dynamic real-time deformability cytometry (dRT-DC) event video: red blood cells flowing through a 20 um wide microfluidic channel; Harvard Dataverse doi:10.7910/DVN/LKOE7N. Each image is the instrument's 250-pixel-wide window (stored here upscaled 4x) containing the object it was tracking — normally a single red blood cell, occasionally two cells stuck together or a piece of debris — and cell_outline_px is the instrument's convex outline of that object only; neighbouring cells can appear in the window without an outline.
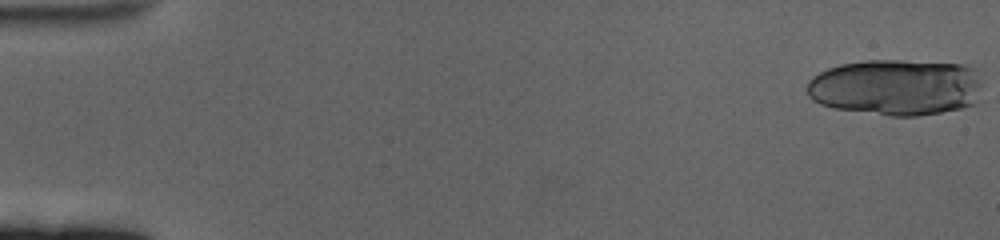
{"species": "human", "species_latin": "Homo sapiens", "temperature_condition": "cold", "stored_images_in_passage": 22, "camera_frame_rate_fps": 3000, "um_per_image_px": 0.085, "donor": {"sex": "female"}, "frame": {"image": 1, "passage_image": 1, "time_ms": 0.0, "image_size_px": [1000, 240], "cell_outline_px": [[984, 100], [976, 104], [960, 108], [940, 112], [916, 116], [888, 116], [832, 108], [820, 104], [812, 100], [808, 96], [808, 80], [812, 76], [828, 68], [840, 64], [864, 60], [904, 60], [960, 64], [976, 68], [980, 80]], "centroid_in_image_um": [76.21, 7.42], "position_along_channel_um": 8.8, "area_um2": 58.67}}